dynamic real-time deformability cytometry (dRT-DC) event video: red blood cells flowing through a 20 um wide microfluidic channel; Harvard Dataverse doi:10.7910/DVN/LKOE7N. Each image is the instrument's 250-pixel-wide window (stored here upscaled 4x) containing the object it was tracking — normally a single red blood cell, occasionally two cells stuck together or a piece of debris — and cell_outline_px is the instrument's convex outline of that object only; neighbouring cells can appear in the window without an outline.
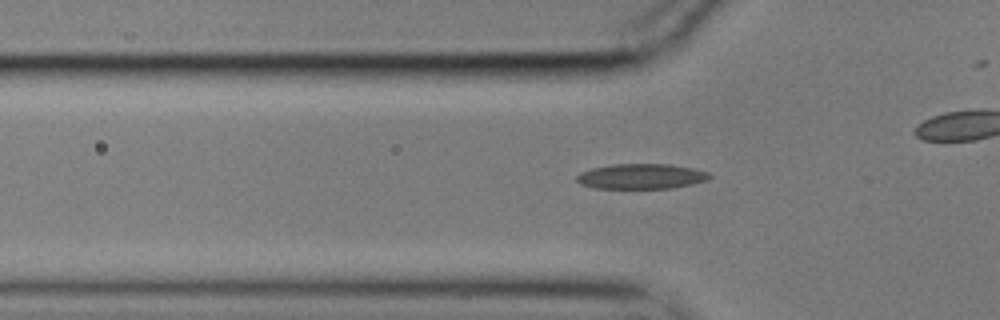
{"species": "common noctule bat (a hibernating species)", "species_latin": "Nyctalus noctula", "temperature_condition": "cold", "stored_images_in_passage": 38, "camera_frame_rate_fps": 3000, "um_per_image_px": 0.085, "animal": {"sex": "male", "body_mass_g": 17.9}, "frame": {"image": 1, "passage_image": 10, "time_ms": 3.0, "image_size_px": [1000, 320], "cell_outline_px": [[712, 176], [708, 180], [692, 184], [672, 188], [596, 188], [580, 184], [576, 180], [576, 176], [580, 172], [592, 168], [612, 164], [668, 164], [692, 168], [708, 172]], "centroid_in_image_um": [54.5, 14.99], "position_along_channel_um": 71.3, "area_um2": 19.48}}
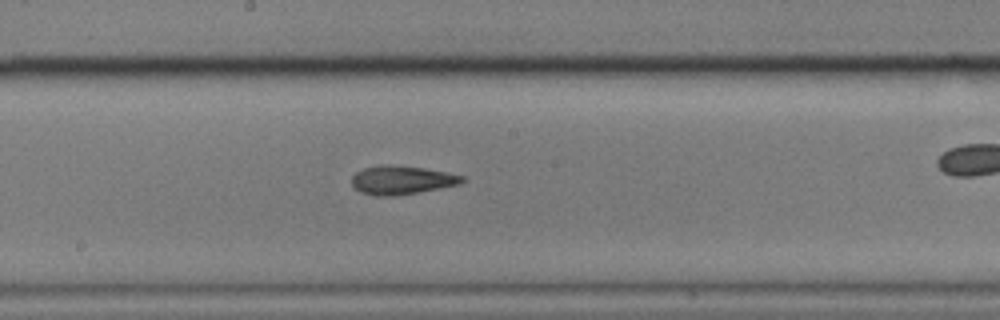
{"frame": {"image": 2, "passage_image": 22, "time_ms": 7.0, "image_size_px": [1000, 320], "cell_outline_px": [[464, 180], [460, 184], [420, 192], [396, 196], [372, 196], [360, 192], [352, 184], [352, 176], [356, 172], [364, 168], [380, 164], [388, 164], [424, 168], [464, 176]], "centroid_in_image_um": [34.11, 15.31], "position_along_channel_um": 214.1, "area_um2": 18.5}}
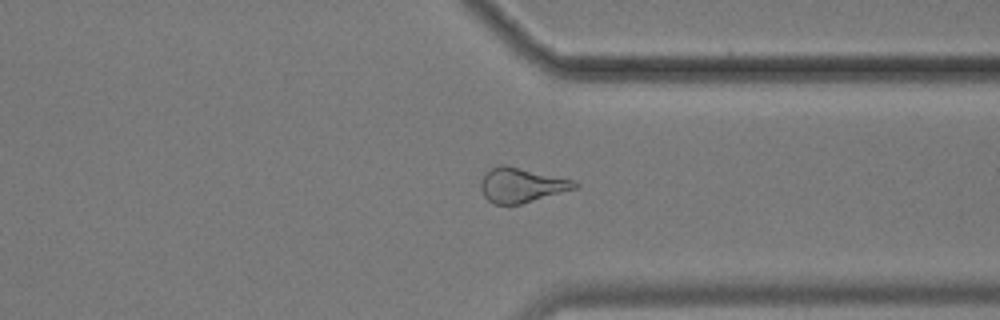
{"frame": {"image": 3, "passage_image": 35, "time_ms": 11.333, "image_size_px": [1000, 320], "cell_outline_px": [[580, 184], [576, 188], [520, 204], [492, 204], [484, 196], [480, 188], [480, 180], [484, 172], [500, 164], [508, 164], [572, 180]], "centroid_in_image_um": [44.26, 15.71], "position_along_channel_um": 367.1, "area_um2": 19.02}}